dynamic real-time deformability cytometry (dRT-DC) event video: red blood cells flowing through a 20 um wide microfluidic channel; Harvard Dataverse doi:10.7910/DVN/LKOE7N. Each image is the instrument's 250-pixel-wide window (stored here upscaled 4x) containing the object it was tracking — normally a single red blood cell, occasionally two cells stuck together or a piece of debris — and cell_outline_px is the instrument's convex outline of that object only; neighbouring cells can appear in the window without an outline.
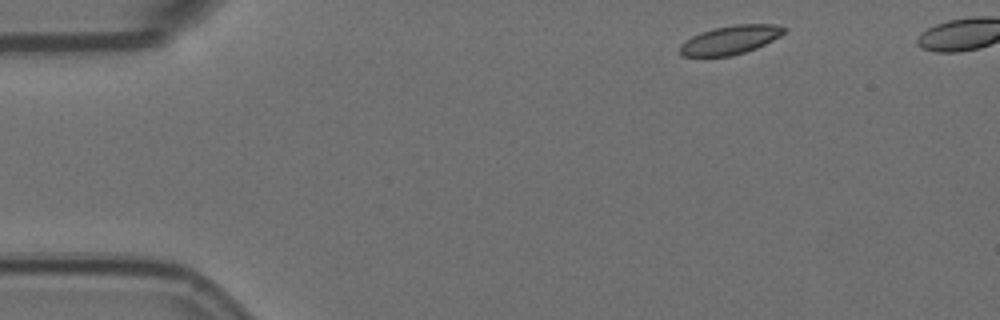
{"species": "Egyptian fruit bat (a non-hibernating species)", "species_latin": "Rousettus aegyptiacus", "temperature_condition": "room temperature", "stored_images_in_passage": 5, "camera_frame_rate_fps": 3000, "um_per_image_px": 0.085, "animal": {"sex": "female"}, "frame": {"image": 1, "passage_image": 1, "time_ms": 0.0, "image_size_px": [1000, 320], "cell_outline_px": [[788, 28], [780, 36], [756, 48], [732, 56], [684, 56], [680, 52], [680, 44], [692, 36], [700, 32], [716, 28], [736, 24], [776, 24]], "centroid_in_image_um": [62.09, 3.38], "position_along_channel_um": 22.9, "area_um2": 17.28}}
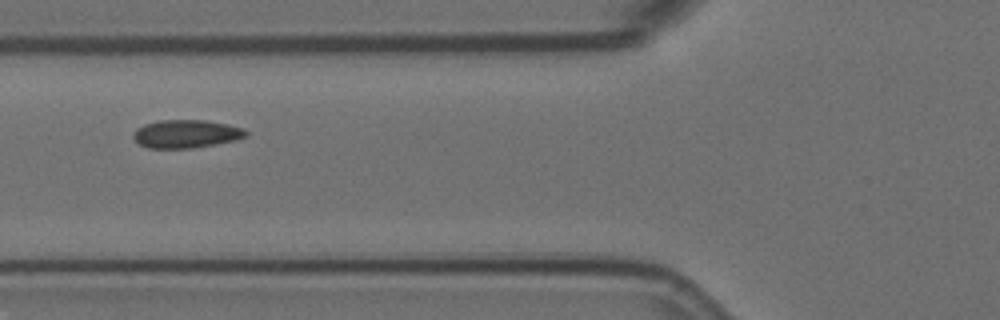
{"frame": {"image": 2, "passage_image": 5, "time_ms": 1.333, "image_size_px": [1000, 320], "cell_outline_px": [[248, 136], [236, 140], [192, 148], [148, 148], [140, 144], [132, 136], [136, 128], [144, 124], [160, 120], [204, 120], [228, 124], [244, 128], [248, 132]], "centroid_in_image_um": [15.84, 11.37], "position_along_channel_um": 110.0, "area_um2": 18.5}}